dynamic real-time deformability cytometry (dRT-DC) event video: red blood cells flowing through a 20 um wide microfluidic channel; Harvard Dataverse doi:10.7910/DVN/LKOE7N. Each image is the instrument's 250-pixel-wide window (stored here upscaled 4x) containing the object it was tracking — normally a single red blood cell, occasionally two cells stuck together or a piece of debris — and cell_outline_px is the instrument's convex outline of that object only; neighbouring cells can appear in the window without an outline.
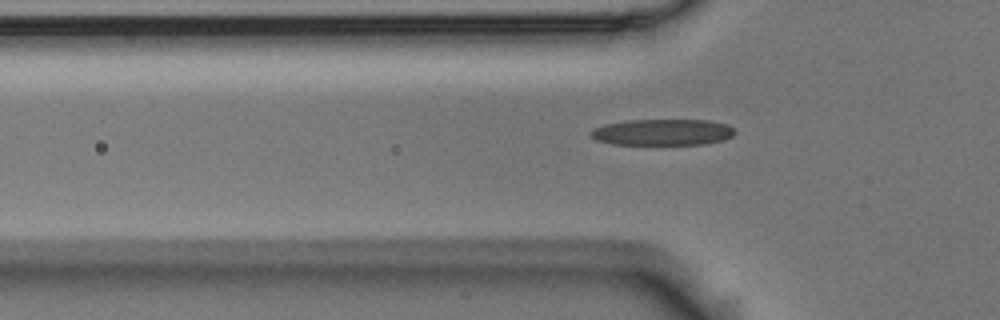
{"species": "Egyptian fruit bat (a non-hibernating species)", "species_latin": "Rousettus aegyptiacus", "temperature_condition": "room temperature", "stored_images_in_passage": 34, "camera_frame_rate_fps": 3000, "um_per_image_px": 0.085, "animal": {"sex": "male"}, "frame": {"image": 1, "passage_image": 3, "time_ms": 0.667, "image_size_px": [1000, 320], "cell_outline_px": [[736, 132], [732, 136], [724, 140], [704, 144], [612, 144], [596, 140], [588, 132], [592, 128], [604, 124], [628, 120], [708, 120], [728, 124]], "centroid_in_image_um": [56.3, 11.23], "position_along_channel_um": 69.5, "area_um2": 22.14}}
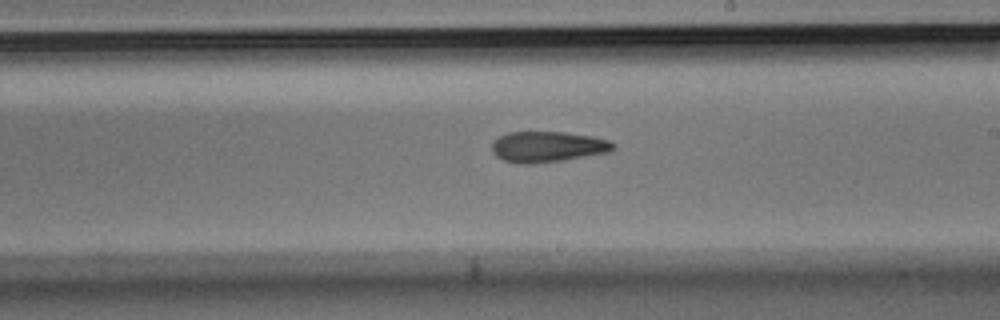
{"frame": {"image": 2, "passage_image": 17, "time_ms": 5.333, "image_size_px": [1000, 320], "cell_outline_px": [[616, 148], [608, 152], [564, 160], [528, 164], [516, 164], [504, 160], [496, 156], [492, 152], [492, 144], [500, 136], [508, 132], [564, 132], [592, 136], [608, 140], [616, 144]], "centroid_in_image_um": [46.55, 12.48], "position_along_channel_um": 242.4, "area_um2": 21.73}}
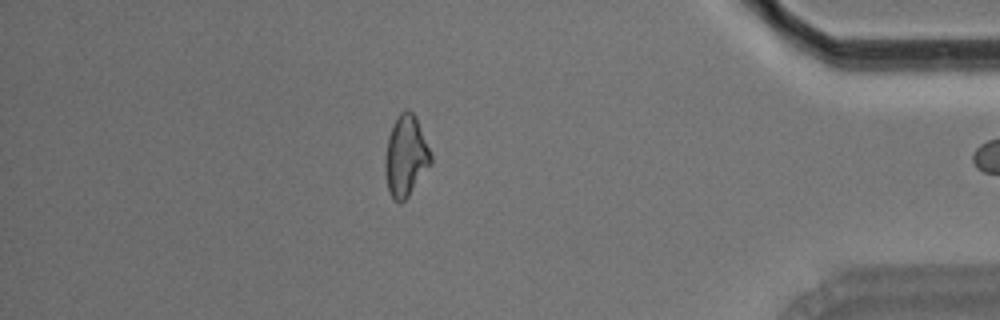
{"frame": {"image": 3, "passage_image": 33, "time_ms": 10.667, "image_size_px": [1000, 320], "cell_outline_px": [[432, 164], [408, 196], [400, 204], [392, 196], [388, 188], [384, 172], [384, 156], [388, 136], [400, 112], [404, 108], [408, 108], [416, 116], [432, 156]], "centroid_in_image_um": [34.49, 13.25], "position_along_channel_um": 400.7, "area_um2": 21.62}}